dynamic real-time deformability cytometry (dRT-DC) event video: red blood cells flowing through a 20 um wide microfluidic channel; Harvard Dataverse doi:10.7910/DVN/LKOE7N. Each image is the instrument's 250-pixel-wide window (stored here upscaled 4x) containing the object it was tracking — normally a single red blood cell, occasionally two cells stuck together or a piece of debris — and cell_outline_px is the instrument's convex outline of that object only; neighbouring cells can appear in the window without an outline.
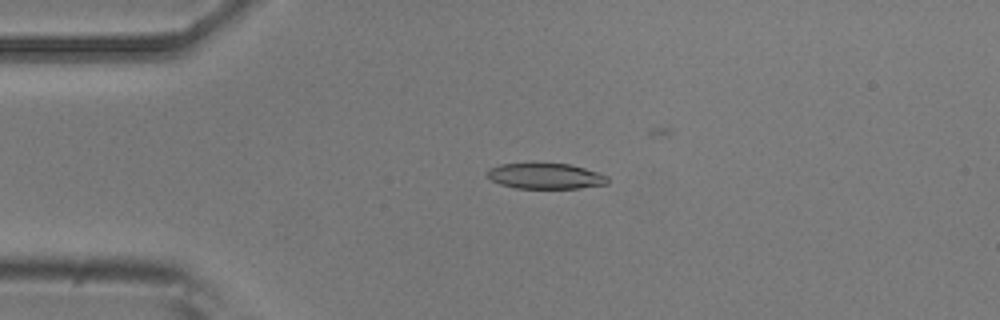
{"species": "common noctule bat (a hibernating species)", "species_latin": "Nyctalus noctula", "temperature_condition": "room temperature", "stored_images_in_passage": 47, "camera_frame_rate_fps": 3000, "um_per_image_px": 0.085, "animal": {"sex": "male", "body_mass_g": 20.5, "forearm_length_mm": 52.5}, "frame": {"image": 1, "passage_image": 8, "time_ms": 2.333, "image_size_px": [1000, 320], "cell_outline_px": [[608, 184], [580, 188], [516, 188], [500, 184], [484, 176], [484, 172], [488, 168], [500, 164], [568, 164], [584, 168], [608, 176]], "centroid_in_image_um": [46.31, 14.97], "position_along_channel_um": 38.7, "area_um2": 17.98}}
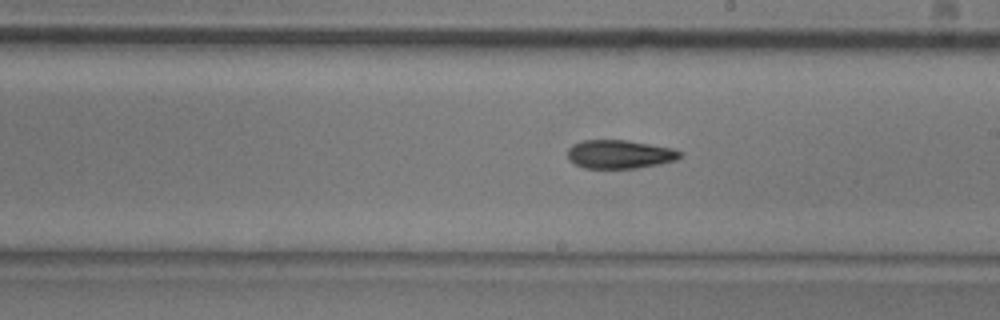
{"frame": {"image": 2, "passage_image": 25, "time_ms": 8.0, "image_size_px": [1000, 320], "cell_outline_px": [[684, 152], [676, 160], [660, 164], [636, 168], [584, 168], [568, 160], [568, 148], [572, 144], [584, 140], [624, 140], [672, 148]], "centroid_in_image_um": [52.66, 13.11], "position_along_channel_um": 236.3, "area_um2": 18.67}}
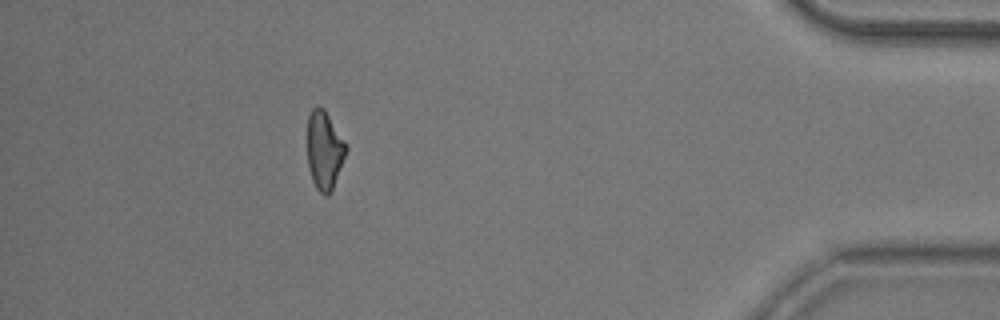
{"frame": {"image": 3, "passage_image": 42, "time_ms": 13.667, "image_size_px": [1000, 320], "cell_outline_px": [[348, 148], [332, 188], [328, 196], [324, 196], [316, 188], [312, 180], [308, 164], [308, 116], [312, 108], [316, 104], [320, 104], [324, 108], [348, 144]], "centroid_in_image_um": [27.58, 12.71], "position_along_channel_um": 407.6, "area_um2": 17.8}, "authors_computed_cell_mechanics": {"area_um2": 18.7272, "velocity_mm_per_s": 3.9619, "shape_relaxation_time_tau1_ms": 6.2444, "shape_relaxation_time_tau2_ms": 9.3037, "deformation_change_tau1": 0.1713, "deformation_change_tau2": 0.2119}}